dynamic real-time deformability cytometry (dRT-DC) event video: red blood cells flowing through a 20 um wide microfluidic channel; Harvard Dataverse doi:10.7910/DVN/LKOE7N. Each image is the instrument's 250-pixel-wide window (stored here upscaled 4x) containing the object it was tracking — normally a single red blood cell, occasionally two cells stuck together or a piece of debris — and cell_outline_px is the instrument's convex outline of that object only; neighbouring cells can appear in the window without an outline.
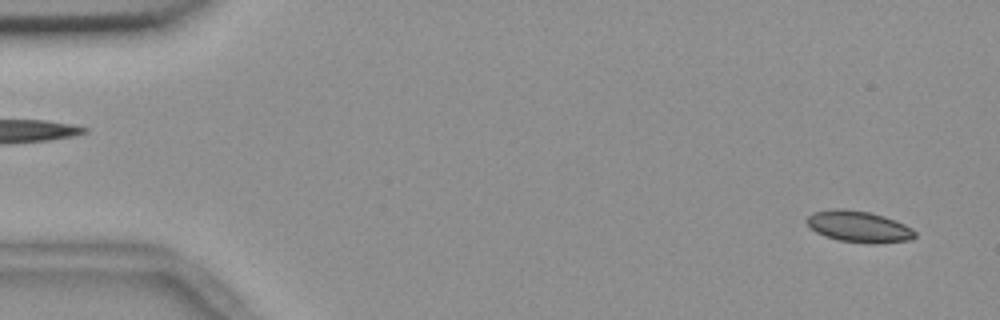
{"species": "common noctule bat (a hibernating species)", "species_latin": "Nyctalus noctula", "temperature_condition": "room temperature", "stored_images_in_passage": 55, "camera_frame_rate_fps": 3000, "um_per_image_px": 0.085, "animal": {"sex": "female", "body_mass_g": 18.4}, "frame": {"image": 1, "passage_image": 3, "time_ms": 0.667, "image_size_px": [1000, 320], "cell_outline_px": [[916, 236], [912, 240], [876, 244], [868, 244], [840, 240], [824, 236], [816, 232], [804, 220], [812, 212], [832, 208], [844, 208], [868, 212], [884, 216], [896, 220], [912, 228], [916, 232]], "centroid_in_image_um": [73.01, 19.26], "position_along_channel_um": 12.0, "area_um2": 20.06}}
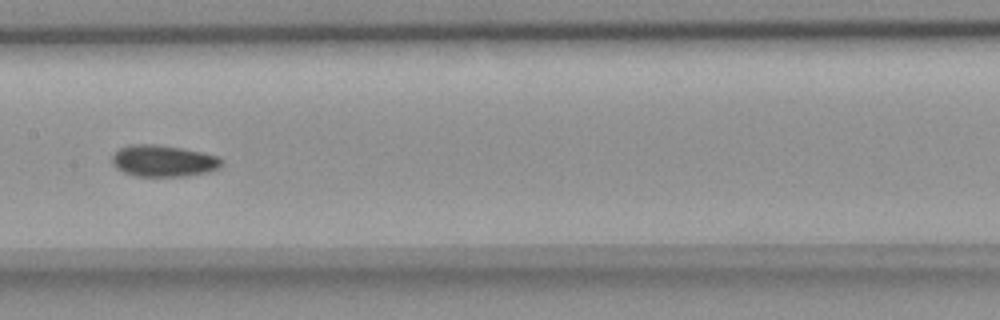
{"frame": {"image": 2, "passage_image": 28, "time_ms": 9.0, "image_size_px": [1000, 320], "cell_outline_px": [[224, 160], [220, 168], [208, 172], [184, 176], [136, 176], [124, 172], [116, 168], [112, 164], [112, 156], [120, 148], [132, 144], [152, 144], [180, 148], [200, 152], [216, 156]], "centroid_in_image_um": [13.88, 13.68], "position_along_channel_um": 193.5, "area_um2": 20.0}}
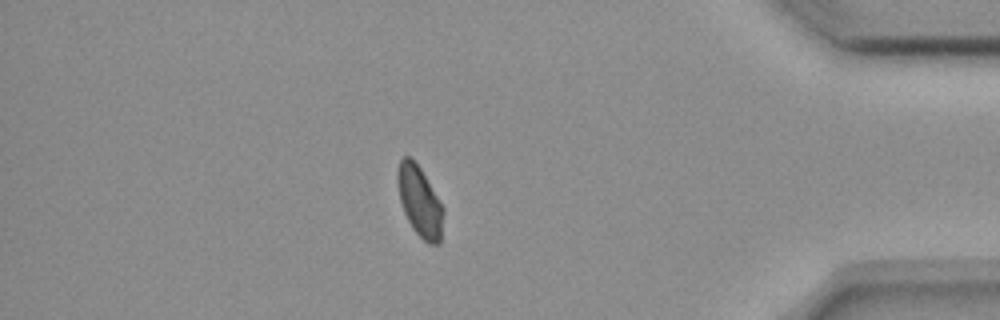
{"frame": {"image": 3, "passage_image": 48, "time_ms": 15.667, "image_size_px": [1000, 320], "cell_outline_px": [[444, 212], [440, 244], [428, 244], [412, 228], [404, 212], [400, 200], [396, 180], [396, 172], [400, 160], [404, 156], [408, 156], [420, 168], [444, 208]], "centroid_in_image_um": [35.67, 17.14], "position_along_channel_um": 399.5, "area_um2": 18.67}, "authors_computed_cell_mechanics": {"area_um2": 19.652, "velocity_mm_per_s": 3.6458, "shape_relaxation_time_tau1_ms": null, "shape_relaxation_time_tau2_ms": 4.3072, "deformation_change_tau1": null, "deformation_change_tau2": 0.0854}}